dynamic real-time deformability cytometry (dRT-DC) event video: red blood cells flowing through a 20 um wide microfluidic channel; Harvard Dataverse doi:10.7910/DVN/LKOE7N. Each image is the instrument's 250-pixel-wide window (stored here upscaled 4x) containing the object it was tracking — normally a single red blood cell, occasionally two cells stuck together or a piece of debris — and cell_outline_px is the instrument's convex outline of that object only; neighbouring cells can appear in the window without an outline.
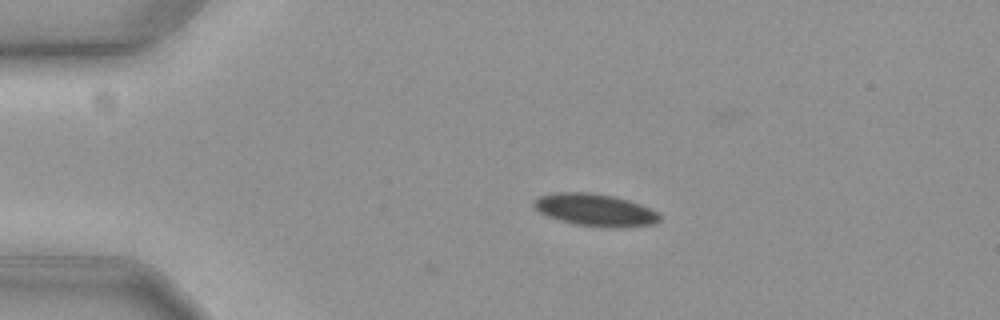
{"species": "common noctule bat (a hibernating species)", "species_latin": "Nyctalus noctula", "temperature_condition": "cold", "stored_images_in_passage": 37, "camera_frame_rate_fps": 3000, "um_per_image_px": 0.085, "animal": {"sex": "female", "body_mass_g": 19.3, "forearm_length_mm": 54.1}, "frame": {"image": 1, "passage_image": 1, "time_ms": 0.0, "image_size_px": [1000, 320], "cell_outline_px": [[660, 220], [652, 224], [616, 228], [608, 228], [576, 224], [560, 220], [548, 216], [540, 212], [532, 204], [540, 196], [556, 192], [588, 192], [612, 196], [628, 200], [640, 204], [656, 212], [660, 216]], "centroid_in_image_um": [50.58, 17.85], "position_along_channel_um": 34.4, "area_um2": 23.35}}
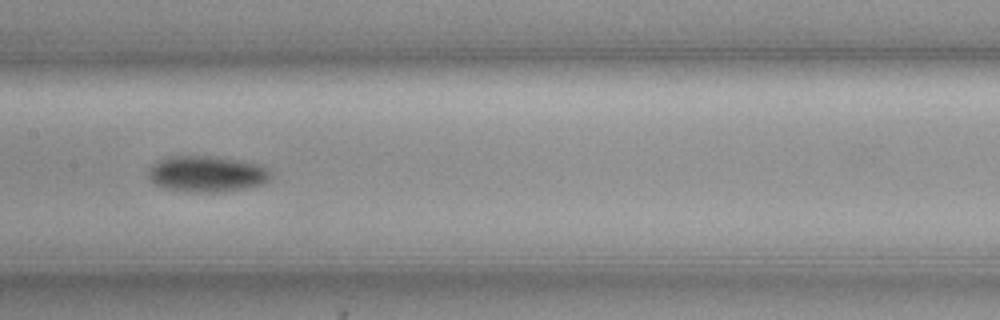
{"frame": {"image": 2, "passage_image": 18, "time_ms": 5.667, "image_size_px": [1000, 320], "cell_outline_px": [[272, 176], [264, 184], [244, 188], [220, 192], [188, 192], [160, 188], [148, 180], [148, 168], [152, 164], [160, 160], [172, 156], [212, 156], [260, 164], [268, 168], [272, 172]], "centroid_in_image_um": [17.55, 14.8], "position_along_channel_um": 189.8, "area_um2": 26.07}}
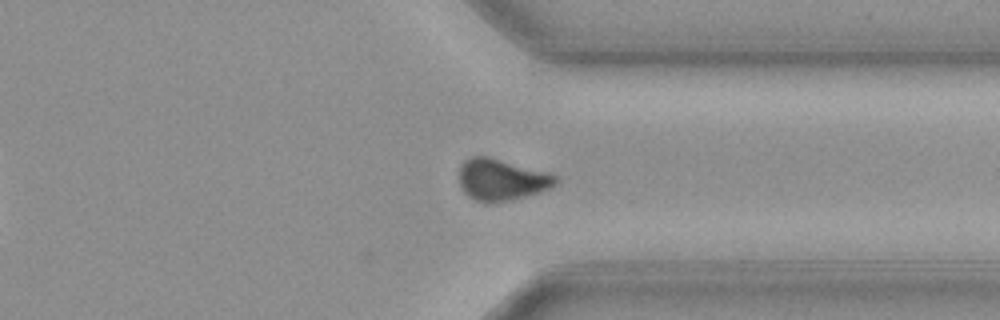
{"frame": {"image": 3, "passage_image": 33, "time_ms": 10.667, "image_size_px": [1000, 320], "cell_outline_px": [[560, 180], [552, 188], [540, 192], [508, 200], [488, 204], [476, 200], [468, 196], [464, 192], [460, 184], [460, 164], [464, 160], [472, 156], [488, 156], [552, 172]], "centroid_in_image_um": [42.67, 15.26], "position_along_channel_um": 368.7, "area_um2": 23.76}, "authors_computed_cell_mechanics": {"area_um2": 24.2182, "velocity_mm_per_s": 3.6045, "shape_relaxation_time_tau1_ms": 4.7363, "shape_relaxation_time_tau2_ms": null, "deformation_change_tau1": 0.0807, "deformation_change_tau2": null}}